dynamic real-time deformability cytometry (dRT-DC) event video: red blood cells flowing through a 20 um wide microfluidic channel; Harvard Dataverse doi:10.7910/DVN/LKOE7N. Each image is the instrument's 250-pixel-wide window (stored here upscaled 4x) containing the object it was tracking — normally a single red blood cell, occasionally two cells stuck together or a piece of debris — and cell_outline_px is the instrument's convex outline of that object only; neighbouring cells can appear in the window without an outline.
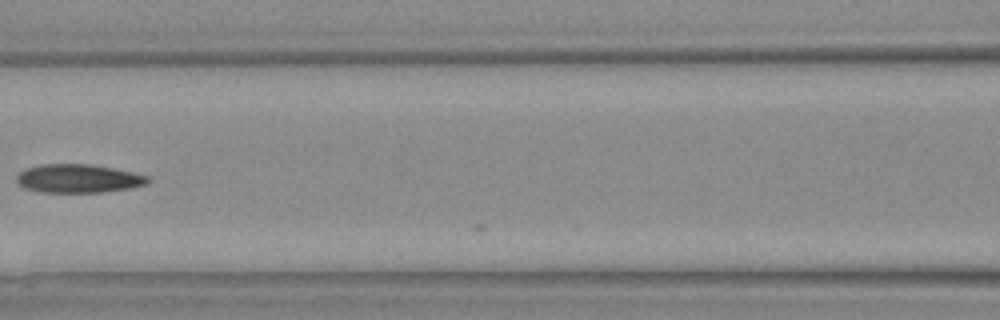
{"species": "Egyptian fruit bat (a non-hibernating species)", "species_latin": "Rousettus aegyptiacus", "temperature_condition": "warm", "stored_images_in_passage": 17, "camera_frame_rate_fps": 3000, "um_per_image_px": 0.085, "animal": {"sex": "female"}, "frame": {"image": 1, "passage_image": 16, "time_ms": 5.0, "image_size_px": [1000, 320], "cell_outline_px": [[148, 180], [144, 184], [128, 188], [104, 192], [40, 192], [24, 188], [16, 180], [16, 176], [20, 172], [28, 168], [40, 164], [92, 164], [132, 172], [148, 176]], "centroid_in_image_um": [6.61, 15.17], "position_along_channel_um": 160.0, "area_um2": 21.56}}